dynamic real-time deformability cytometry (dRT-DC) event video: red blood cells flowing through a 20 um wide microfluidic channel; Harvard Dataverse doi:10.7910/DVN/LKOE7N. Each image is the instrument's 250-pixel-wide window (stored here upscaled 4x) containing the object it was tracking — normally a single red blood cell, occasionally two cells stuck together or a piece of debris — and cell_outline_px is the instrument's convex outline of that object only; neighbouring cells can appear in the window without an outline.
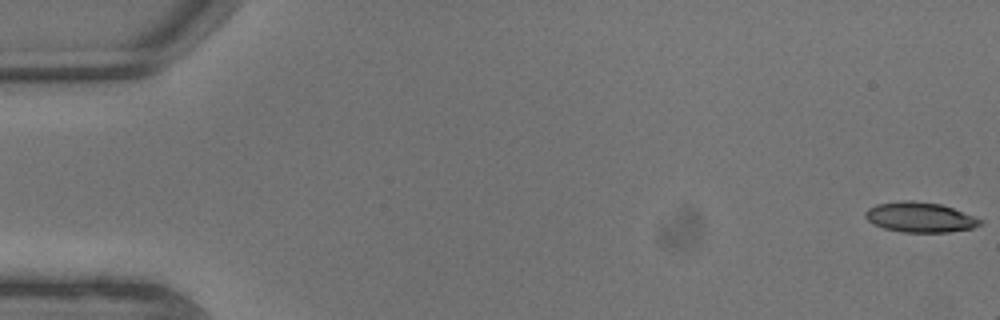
{"species": "common noctule bat (a hibernating species)", "species_latin": "Nyctalus noctula", "temperature_condition": "warm", "stored_images_in_passage": 6, "camera_frame_rate_fps": 3000, "um_per_image_px": 0.085, "animal": {"sex": "male", "body_mass_g": 13.3}, "frame": {"image": 1, "passage_image": 1, "time_ms": 0.0, "image_size_px": [1000, 320], "cell_outline_px": [[984, 220], [980, 224], [972, 228], [948, 232], [900, 232], [884, 228], [872, 224], [864, 216], [864, 212], [868, 208], [876, 204], [904, 200], [912, 200], [940, 204], [952, 208]], "centroid_in_image_um": [78.16, 18.46], "position_along_channel_um": 6.8, "area_um2": 20.11}}